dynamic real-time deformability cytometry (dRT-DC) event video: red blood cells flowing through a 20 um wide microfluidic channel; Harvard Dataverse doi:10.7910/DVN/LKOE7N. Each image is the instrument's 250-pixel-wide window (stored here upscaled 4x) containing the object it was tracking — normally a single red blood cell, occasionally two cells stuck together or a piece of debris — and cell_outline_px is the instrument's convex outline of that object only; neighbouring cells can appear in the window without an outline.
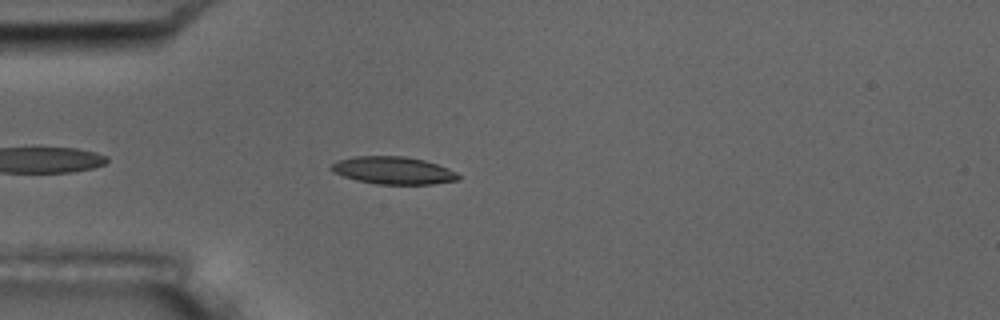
{"species": "common noctule bat (a hibernating species)", "species_latin": "Nyctalus noctula", "temperature_condition": "room temperature", "stored_images_in_passage": 4, "camera_frame_rate_fps": 3000, "um_per_image_px": 0.085, "animal": {"sex": "male", "body_mass_g": 17.5, "forearm_length_mm": 52.3}, "frame": {"image": 1, "passage_image": 4, "time_ms": 3.333, "image_size_px": [1000, 320], "cell_outline_px": [[460, 180], [432, 184], [376, 184], [356, 180], [332, 172], [328, 168], [336, 160], [356, 156], [404, 156], [424, 160], [448, 168], [456, 172], [460, 176]], "centroid_in_image_um": [33.41, 14.48], "position_along_channel_um": 51.6, "area_um2": 20.46}}